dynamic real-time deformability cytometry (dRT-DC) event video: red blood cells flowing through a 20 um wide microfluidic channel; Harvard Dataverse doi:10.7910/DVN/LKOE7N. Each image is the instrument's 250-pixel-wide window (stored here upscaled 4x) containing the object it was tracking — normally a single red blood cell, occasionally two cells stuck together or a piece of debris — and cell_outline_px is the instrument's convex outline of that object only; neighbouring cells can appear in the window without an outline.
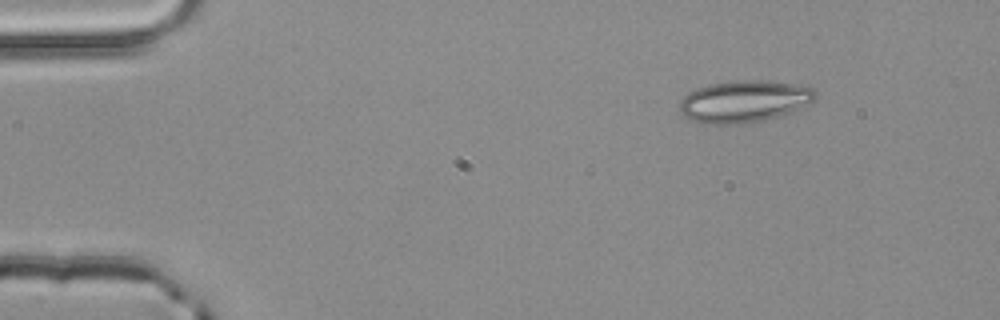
{"species": "common noctule bat (a hibernating species)", "species_latin": "Nyctalus noctula", "temperature_condition": "room temperature", "stored_images_in_passage": 3, "segment_of_instrument_passage": [1, 2], "camera_frame_rate_fps": 3000, "um_per_image_px": 0.085, "animal": {"sex": "male", "body_mass_g": 20.4}, "frame": {"image": 1, "passage_image": 1, "time_ms": 0.0, "image_size_px": [1000, 320], "cell_outline_px": [[816, 96], [812, 100], [792, 112], [764, 120], [744, 124], [700, 124], [684, 116], [680, 112], [680, 100], [688, 92], [696, 88], [712, 84], [740, 80], [768, 80], [808, 84], [816, 92]], "centroid_in_image_um": [63.26, 8.61], "position_along_channel_um": 21.7, "area_um2": 33.58}}